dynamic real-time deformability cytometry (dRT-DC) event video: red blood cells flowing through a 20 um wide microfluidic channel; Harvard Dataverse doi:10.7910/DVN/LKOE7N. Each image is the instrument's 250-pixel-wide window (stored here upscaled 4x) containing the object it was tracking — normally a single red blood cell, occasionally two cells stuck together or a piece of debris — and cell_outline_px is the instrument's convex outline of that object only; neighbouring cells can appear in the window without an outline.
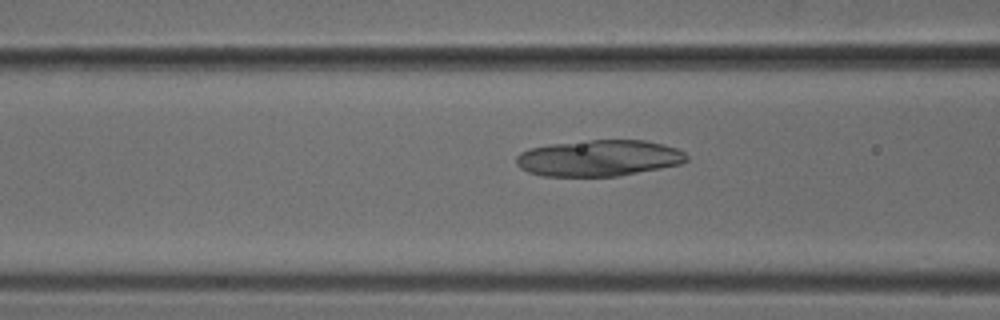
{"species": "common noctule bat (a hibernating species)", "species_latin": "Nyctalus noctula", "temperature_condition": "cold", "stored_images_in_passage": 15, "camera_frame_rate_fps": 3000, "um_per_image_px": 0.085, "animal": {"sex": "male", "body_mass_g": 18.8}, "frame": {"image": 1, "passage_image": 13, "time_ms": 4.0, "image_size_px": [1000, 320], "cell_outline_px": [[688, 160], [680, 164], [660, 168], [616, 176], [544, 176], [528, 172], [520, 168], [516, 164], [516, 156], [520, 152], [528, 148], [552, 144], [588, 140], [644, 140], [664, 144], [676, 148], [684, 152], [688, 156]], "centroid_in_image_um": [50.89, 13.43], "position_along_channel_um": 115.7, "area_um2": 36.01}}